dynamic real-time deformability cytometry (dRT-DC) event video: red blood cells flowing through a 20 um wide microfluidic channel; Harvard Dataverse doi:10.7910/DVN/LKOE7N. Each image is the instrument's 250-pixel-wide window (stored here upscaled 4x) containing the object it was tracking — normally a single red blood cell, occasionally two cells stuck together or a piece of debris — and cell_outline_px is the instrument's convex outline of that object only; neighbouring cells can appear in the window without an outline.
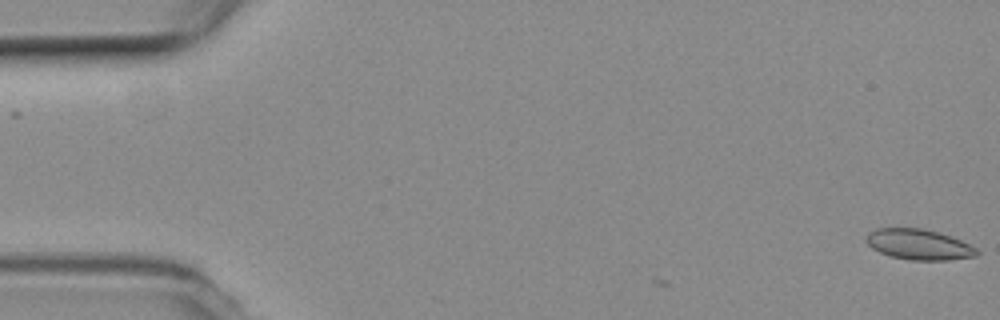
{"species": "common noctule bat (a hibernating species)", "species_latin": "Nyctalus noctula", "temperature_condition": "room temperature", "stored_images_in_passage": 4, "camera_frame_rate_fps": 3000, "um_per_image_px": 0.085, "animal": {"sex": "female", "body_mass_g": 19.3, "forearm_length_mm": 54.1}, "frame": {"image": 1, "passage_image": 1, "time_ms": 0.0, "image_size_px": [1000, 320], "cell_outline_px": [[980, 252], [976, 256], [948, 260], [908, 260], [892, 256], [880, 252], [872, 248], [864, 240], [868, 232], [876, 228], [920, 228], [940, 232], [952, 236], [976, 248]], "centroid_in_image_um": [78.09, 20.77], "position_along_channel_um": 6.9, "area_um2": 19.77}}